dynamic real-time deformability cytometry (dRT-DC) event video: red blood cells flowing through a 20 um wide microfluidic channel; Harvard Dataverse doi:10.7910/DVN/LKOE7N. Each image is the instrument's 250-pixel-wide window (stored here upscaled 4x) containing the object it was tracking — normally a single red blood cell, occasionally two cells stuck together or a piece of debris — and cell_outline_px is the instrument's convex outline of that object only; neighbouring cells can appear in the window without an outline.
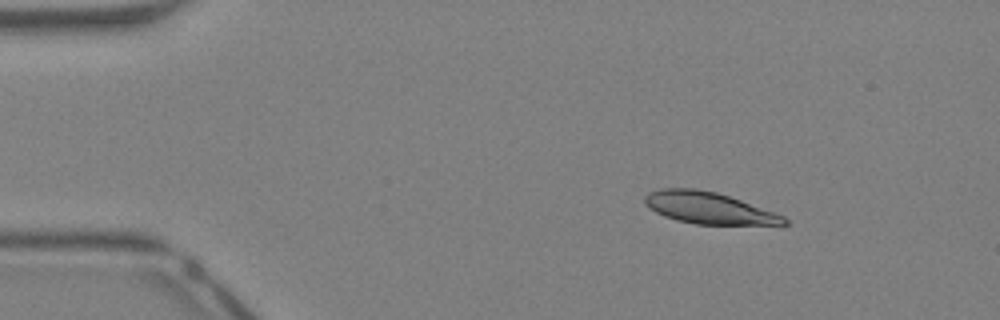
{"species": "Egyptian fruit bat (a non-hibernating species)", "species_latin": "Rousettus aegyptiacus", "temperature_condition": "warm", "stored_images_in_passage": 13, "camera_frame_rate_fps": 3000, "um_per_image_px": 0.085, "animal": {"sex": "female"}, "frame": {"image": 1, "passage_image": 6, "time_ms": 1.667, "image_size_px": [1000, 320], "cell_outline_px": [[788, 224], [696, 224], [676, 220], [664, 216], [656, 212], [644, 204], [644, 196], [648, 192], [660, 188], [696, 188], [716, 192], [740, 200], [784, 216], [788, 220]], "centroid_in_image_um": [60.17, 17.66], "position_along_channel_um": 24.8, "area_um2": 25.43}}